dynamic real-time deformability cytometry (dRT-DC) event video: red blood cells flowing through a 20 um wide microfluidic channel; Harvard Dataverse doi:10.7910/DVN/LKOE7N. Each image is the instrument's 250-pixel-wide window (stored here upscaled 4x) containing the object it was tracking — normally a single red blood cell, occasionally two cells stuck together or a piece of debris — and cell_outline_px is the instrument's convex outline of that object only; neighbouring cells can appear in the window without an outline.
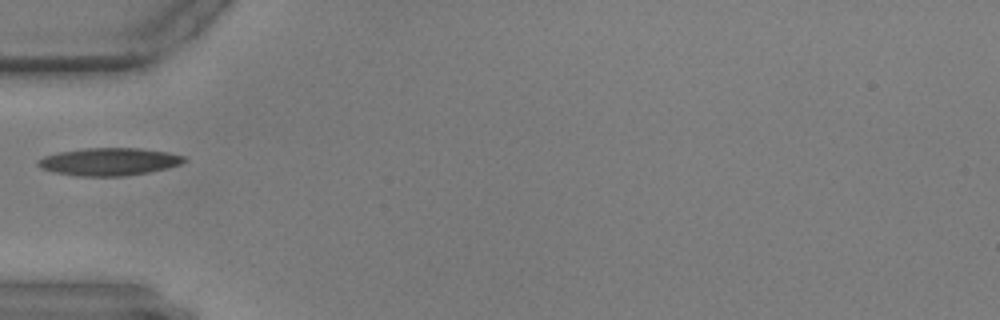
{"species": "common noctule bat (a hibernating species)", "species_latin": "Nyctalus noctula", "temperature_condition": "warm", "stored_images_in_passage": 26, "camera_frame_rate_fps": 3000, "um_per_image_px": 0.085, "animal": {"sex": "male", "body_mass_g": 17.9, "forearm_length_mm": 54.2}, "frame": {"image": 1, "passage_image": 1, "time_ms": 0.0, "image_size_px": [1000, 320], "cell_outline_px": [[188, 160], [180, 164], [168, 168], [148, 172], [124, 176], [76, 176], [56, 172], [40, 168], [36, 164], [36, 160], [44, 156], [60, 152], [84, 148], [140, 148], [168, 152], [184, 156]], "centroid_in_image_um": [9.27, 13.74], "position_along_channel_um": 75.7, "area_um2": 23.58}}